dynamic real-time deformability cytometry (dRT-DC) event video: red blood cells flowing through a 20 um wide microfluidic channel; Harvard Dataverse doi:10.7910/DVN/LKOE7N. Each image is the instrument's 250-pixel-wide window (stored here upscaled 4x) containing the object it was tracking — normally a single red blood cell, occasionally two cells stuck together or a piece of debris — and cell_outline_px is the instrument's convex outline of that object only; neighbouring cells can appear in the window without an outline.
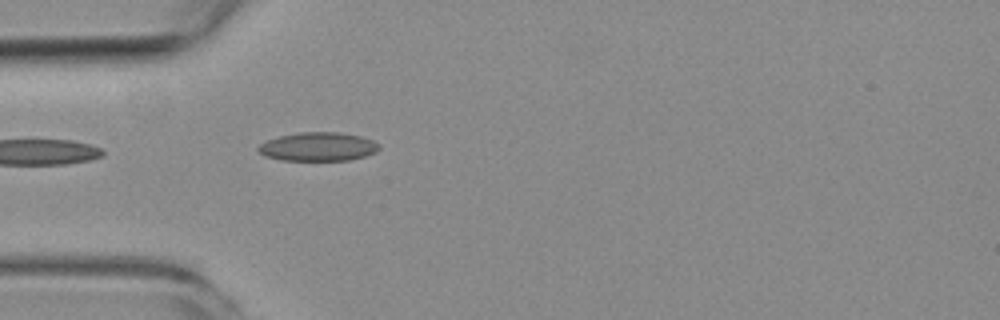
{"species": "common noctule bat (a hibernating species)", "species_latin": "Nyctalus noctula", "temperature_condition": "room temperature", "stored_images_in_passage": 5, "camera_frame_rate_fps": 3000, "um_per_image_px": 0.085, "animal": {"sex": "female", "body_mass_g": 19.3, "forearm_length_mm": 54.1}, "frame": {"image": 1, "passage_image": 5, "time_ms": 4.667, "image_size_px": [1000, 320], "cell_outline_px": [[380, 148], [376, 152], [364, 156], [348, 160], [280, 160], [264, 156], [256, 148], [260, 144], [268, 140], [280, 136], [300, 132], [336, 132], [360, 136], [372, 140], [380, 144]], "centroid_in_image_um": [27.04, 12.47], "position_along_channel_um": 58.0, "area_um2": 20.11}}